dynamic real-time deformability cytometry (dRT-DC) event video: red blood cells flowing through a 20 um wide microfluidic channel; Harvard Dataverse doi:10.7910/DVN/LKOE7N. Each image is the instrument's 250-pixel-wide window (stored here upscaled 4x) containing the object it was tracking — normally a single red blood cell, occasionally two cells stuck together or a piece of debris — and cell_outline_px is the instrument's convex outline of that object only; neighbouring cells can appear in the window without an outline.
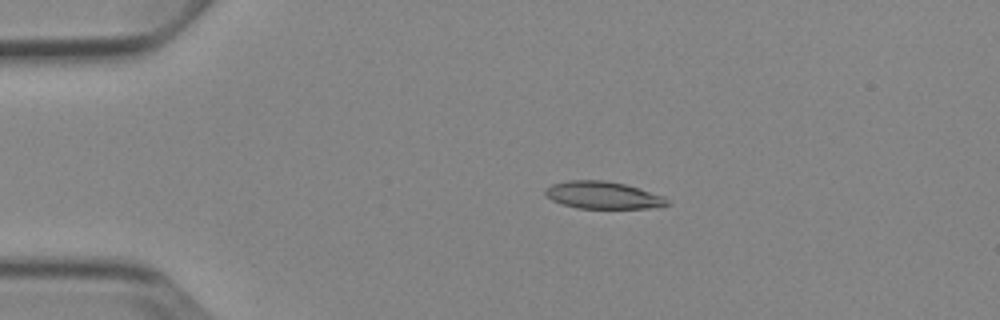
{"species": "Egyptian fruit bat (a non-hibernating species)", "species_latin": "Rousettus aegyptiacus", "temperature_condition": "cold", "stored_images_in_passage": 6, "camera_frame_rate_fps": 3000, "um_per_image_px": 0.085, "animal": {"sex": "female"}, "frame": {"image": 1, "passage_image": 3, "time_ms": 3.333, "image_size_px": [1000, 320], "cell_outline_px": [[672, 204], [648, 208], [576, 208], [552, 200], [544, 196], [544, 188], [552, 184], [568, 180], [604, 180], [624, 184], [664, 196]], "centroid_in_image_um": [51.21, 16.59], "position_along_channel_um": 33.8, "area_um2": 19.36}}
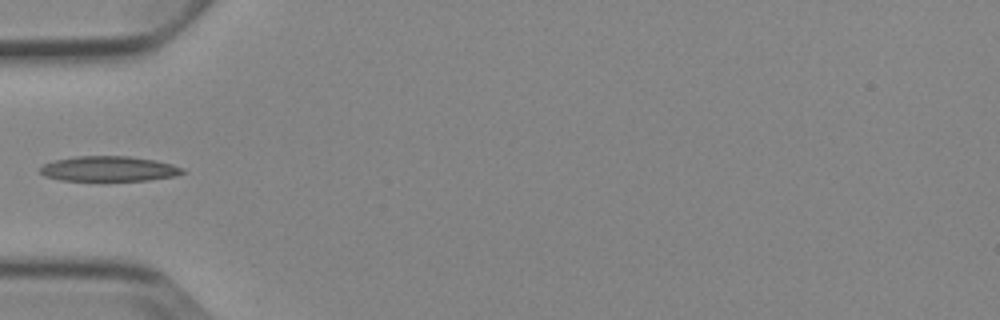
{"frame": {"image": 2, "passage_image": 5, "time_ms": 5.667, "image_size_px": [1000, 320], "cell_outline_px": [[188, 172], [176, 176], [148, 180], [60, 180], [44, 176], [40, 172], [40, 168], [44, 164], [52, 160], [76, 156], [128, 156], [156, 160], [172, 164], [184, 168]], "centroid_in_image_um": [9.28, 14.34], "position_along_channel_um": 75.7, "area_um2": 20.98}}
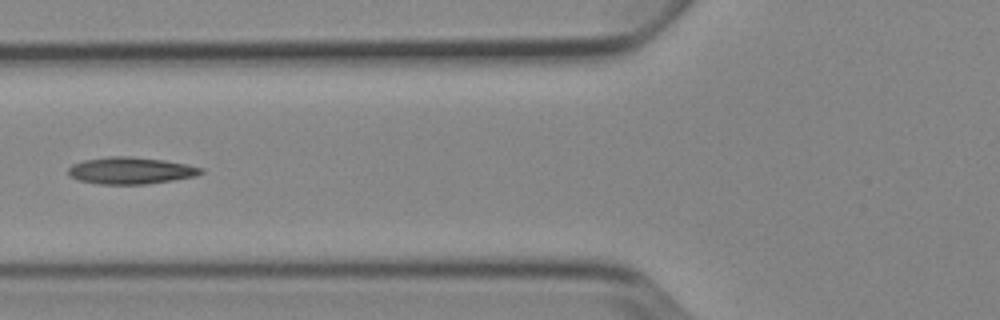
{"frame": {"image": 3, "passage_image": 6, "time_ms": 6.667, "image_size_px": [1000, 320], "cell_outline_px": [[204, 172], [196, 176], [148, 184], [100, 184], [80, 180], [68, 176], [68, 168], [72, 164], [84, 160], [112, 156], [132, 156], [164, 160], [188, 164], [204, 168]], "centroid_in_image_um": [11.13, 14.49], "position_along_channel_um": 114.7, "area_um2": 20.87}}